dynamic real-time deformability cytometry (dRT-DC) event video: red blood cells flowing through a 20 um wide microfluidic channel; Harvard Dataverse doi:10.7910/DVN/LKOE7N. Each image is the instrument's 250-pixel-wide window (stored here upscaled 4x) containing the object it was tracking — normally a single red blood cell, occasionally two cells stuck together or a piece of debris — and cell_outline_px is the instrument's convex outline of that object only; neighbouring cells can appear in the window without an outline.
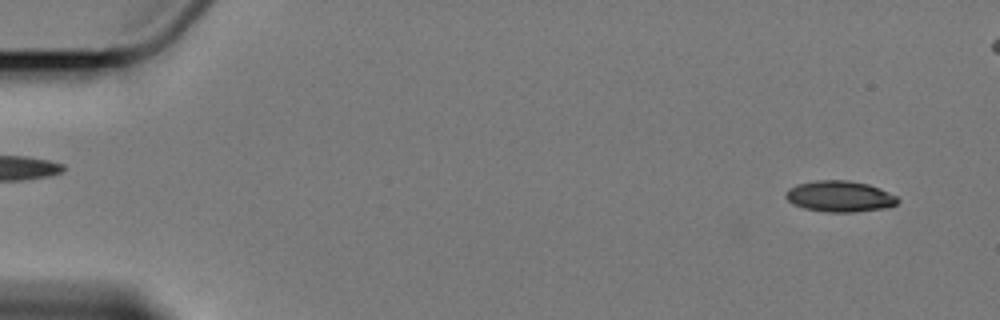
{"species": "Egyptian fruit bat (a non-hibernating species)", "species_latin": "Rousettus aegyptiacus", "temperature_condition": "cold", "stored_images_in_passage": 5, "camera_frame_rate_fps": 3000, "um_per_image_px": 0.085, "animal": {"sex": "female"}, "frame": {"image": 1, "passage_image": 1, "time_ms": 0.0, "image_size_px": [1000, 320], "cell_outline_px": [[900, 200], [896, 204], [888, 208], [856, 212], [824, 212], [804, 208], [792, 204], [784, 196], [784, 192], [788, 188], [796, 184], [816, 180], [848, 180], [868, 184], [880, 188], [896, 196]], "centroid_in_image_um": [71.36, 16.69], "position_along_channel_um": 13.6, "area_um2": 20.58}}